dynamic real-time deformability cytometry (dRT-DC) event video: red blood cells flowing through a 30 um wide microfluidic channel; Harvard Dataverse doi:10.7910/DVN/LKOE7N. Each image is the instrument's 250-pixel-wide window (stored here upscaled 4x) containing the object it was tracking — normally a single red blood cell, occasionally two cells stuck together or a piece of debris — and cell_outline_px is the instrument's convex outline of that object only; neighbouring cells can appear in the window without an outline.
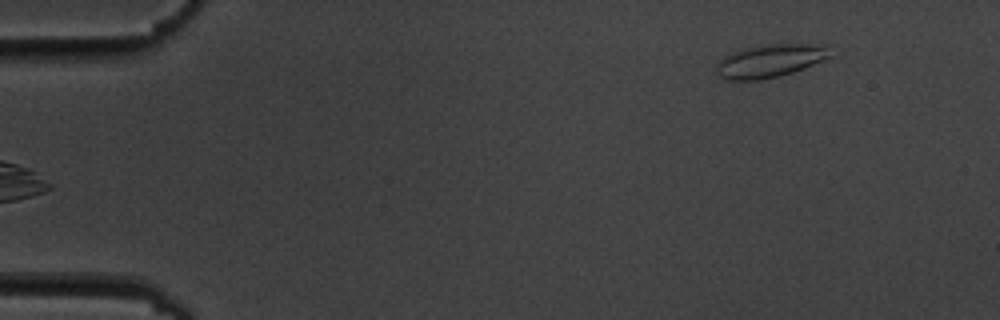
{"species": "common noctule bat (a hibernating species)", "species_latin": "Nyctalus noctula", "temperature_condition": "cold", "stored_images_in_passage": 6, "camera_frame_rate_fps": 3000, "um_per_image_px": 0.085, "animal": {"sex": "male", "body_mass_g": 19.5, "forearm_length_mm": 54.6}, "frame": {"image": 1, "passage_image": 6, "time_ms": 5.667, "image_size_px": [1000, 320], "cell_outline_px": [[832, 56], [804, 68], [780, 76], [760, 80], [724, 80], [716, 72], [716, 60], [732, 52], [744, 48], [760, 44], [828, 44]], "centroid_in_image_um": [65.43, 5.16], "position_along_channel_um": 19.6, "area_um2": 22.31}}